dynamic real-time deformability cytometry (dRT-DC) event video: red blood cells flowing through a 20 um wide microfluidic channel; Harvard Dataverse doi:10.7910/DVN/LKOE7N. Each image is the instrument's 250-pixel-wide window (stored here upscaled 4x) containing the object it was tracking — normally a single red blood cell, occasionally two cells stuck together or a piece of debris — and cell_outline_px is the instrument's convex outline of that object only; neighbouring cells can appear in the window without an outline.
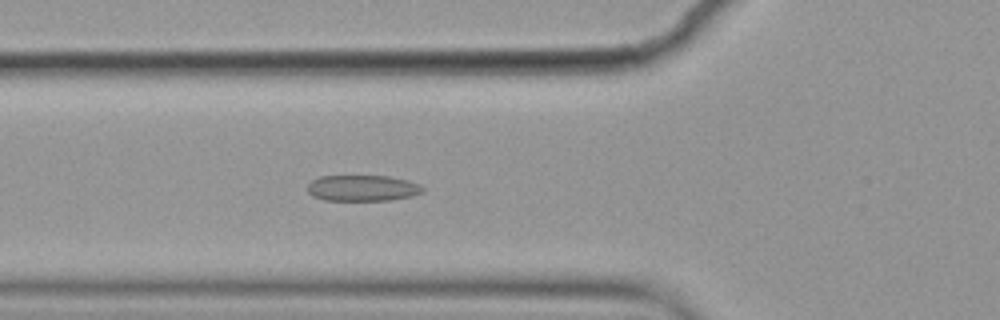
{"species": "common noctule bat (a hibernating species)", "species_latin": "Nyctalus noctula", "temperature_condition": "cold", "stored_images_in_passage": 5, "camera_frame_rate_fps": 3000, "um_per_image_px": 0.085, "animal": {"sex": "female", "body_mass_g": 19.9}, "frame": {"image": 1, "passage_image": 5, "time_ms": 1.333, "image_size_px": [1000, 320], "cell_outline_px": [[424, 192], [412, 196], [392, 200], [324, 200], [312, 196], [308, 192], [308, 184], [312, 180], [320, 176], [388, 176], [408, 180], [420, 184], [424, 188]], "centroid_in_image_um": [30.84, 15.99], "position_along_channel_um": 95.0, "area_um2": 17.57}}